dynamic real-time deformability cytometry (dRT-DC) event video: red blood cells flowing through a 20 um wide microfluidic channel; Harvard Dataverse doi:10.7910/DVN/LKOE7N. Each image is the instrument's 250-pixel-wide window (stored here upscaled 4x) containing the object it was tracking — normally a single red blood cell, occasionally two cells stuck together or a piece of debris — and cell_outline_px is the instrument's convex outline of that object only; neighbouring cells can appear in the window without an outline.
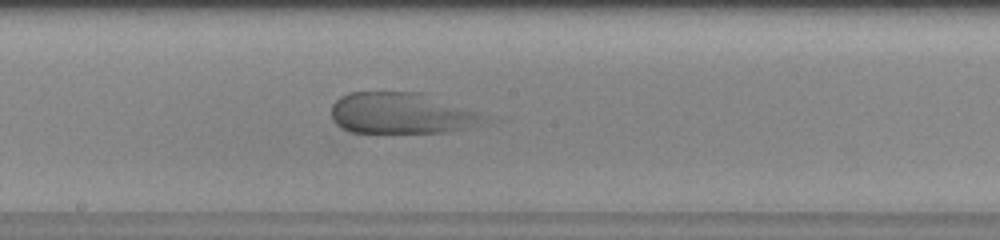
{"species": "human", "species_latin": "Homo sapiens", "temperature_condition": "warm", "stored_images_in_passage": 39, "camera_frame_rate_fps": 3000, "um_per_image_px": 0.085, "donor": {"sex": "female"}, "frame": {"image": 1, "passage_image": 17, "time_ms": 5.333, "image_size_px": [1000, 240], "cell_outline_px": [[488, 124], [444, 132], [352, 132], [336, 124], [332, 116], [332, 104], [340, 96], [348, 92], [420, 92], [488, 116]], "centroid_in_image_um": [34.14, 9.63], "position_along_channel_um": 214.1, "area_um2": 36.53}}